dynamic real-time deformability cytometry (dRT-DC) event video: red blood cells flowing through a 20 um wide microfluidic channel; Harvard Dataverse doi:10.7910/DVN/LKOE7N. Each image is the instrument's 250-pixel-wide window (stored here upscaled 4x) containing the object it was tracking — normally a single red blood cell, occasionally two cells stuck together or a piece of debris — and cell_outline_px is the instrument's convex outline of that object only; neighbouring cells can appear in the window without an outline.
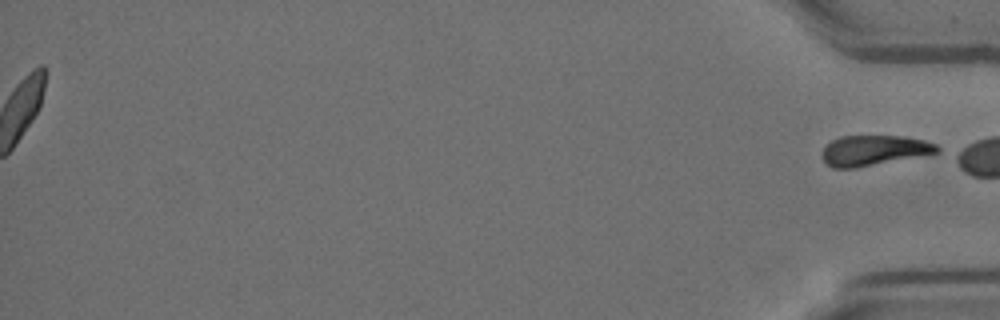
{"species": "Egyptian fruit bat (a non-hibernating species)", "species_latin": "Rousettus aegyptiacus", "temperature_condition": "room temperature", "stored_images_in_passage": 51, "segment_of_instrument_passage": [2, 2], "camera_frame_rate_fps": 3000, "um_per_image_px": 0.085, "animal": {"sex": "female"}, "frame": {"image": 1, "passage_image": 51, "time_ms": 16.667, "image_size_px": [1000, 320], "cell_outline_px": [[940, 152], [932, 156], [856, 168], [832, 168], [820, 156], [824, 148], [832, 140], [840, 136], [900, 136], [924, 140], [936, 144], [940, 148]], "centroid_in_image_um": [74.38, 12.81], "position_along_channel_um": 360.8, "area_um2": 20.92}}